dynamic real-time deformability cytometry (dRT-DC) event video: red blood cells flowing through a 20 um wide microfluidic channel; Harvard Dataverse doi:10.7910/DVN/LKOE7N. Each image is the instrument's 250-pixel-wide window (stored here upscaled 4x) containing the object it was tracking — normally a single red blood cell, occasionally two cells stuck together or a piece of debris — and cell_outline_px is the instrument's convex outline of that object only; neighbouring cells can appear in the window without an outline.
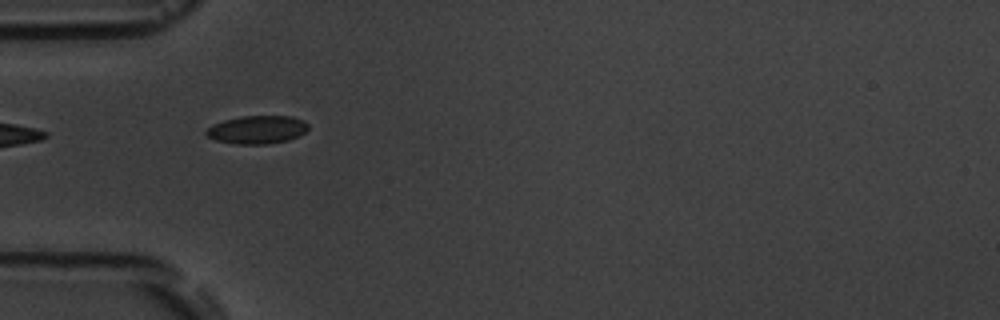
{"species": "common noctule bat (a hibernating species)", "species_latin": "Nyctalus noctula", "temperature_condition": "room temperature", "stored_images_in_passage": 8, "segment_of_instrument_passage": [2, 2], "camera_frame_rate_fps": 3000, "um_per_image_px": 0.085, "animal": {"sex": "male", "body_mass_g": 19.5, "forearm_length_mm": 54.6}, "frame": {"image": 1, "passage_image": 6, "time_ms": 5.667, "image_size_px": [1000, 320], "cell_outline_px": [[308, 128], [304, 132], [288, 140], [268, 144], [236, 144], [216, 140], [208, 136], [204, 132], [212, 124], [224, 120], [240, 116], [292, 116], [304, 120], [308, 124]], "centroid_in_image_um": [21.85, 11.01], "position_along_channel_um": 63.2, "area_um2": 16.7}}
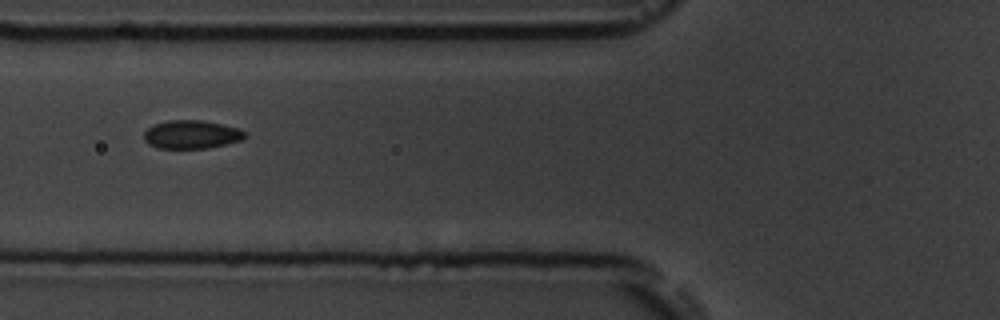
{"frame": {"image": 2, "passage_image": 7, "time_ms": 7.0, "image_size_px": [1000, 320], "cell_outline_px": [[244, 136], [240, 140], [208, 148], [156, 148], [148, 144], [144, 140], [144, 132], [148, 128], [156, 124], [168, 120], [200, 120], [224, 124], [240, 128], [244, 132]], "centroid_in_image_um": [16.25, 11.42], "position_along_channel_um": 109.6, "area_um2": 16.59}}
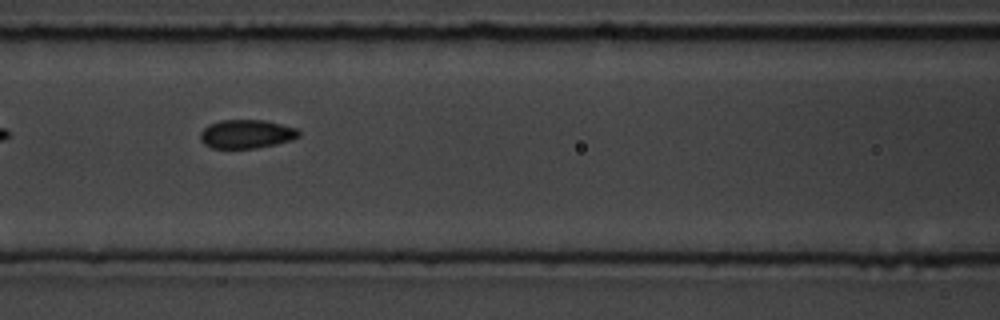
{"frame": {"image": 3, "passage_image": 8, "time_ms": 8.0, "image_size_px": [1000, 320], "cell_outline_px": [[300, 136], [292, 140], [276, 144], [256, 148], [212, 148], [204, 144], [200, 140], [200, 132], [208, 124], [220, 120], [264, 120], [296, 128], [300, 132]], "centroid_in_image_um": [20.93, 11.39], "position_along_channel_um": 145.7, "area_um2": 16.53}}